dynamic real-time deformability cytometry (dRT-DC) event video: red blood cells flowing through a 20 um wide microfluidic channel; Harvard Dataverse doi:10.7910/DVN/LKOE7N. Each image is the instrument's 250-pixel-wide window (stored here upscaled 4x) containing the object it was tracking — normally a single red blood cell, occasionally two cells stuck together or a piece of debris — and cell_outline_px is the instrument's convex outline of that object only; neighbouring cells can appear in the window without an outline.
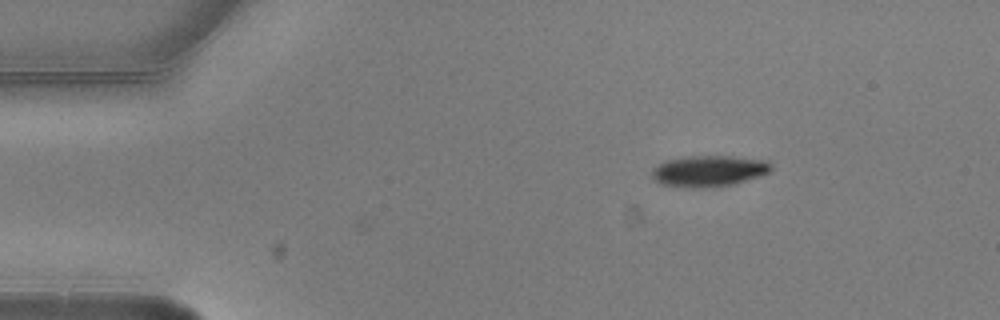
{"species": "common noctule bat (a hibernating species)", "species_latin": "Nyctalus noctula", "temperature_condition": "warm", "stored_images_in_passage": 4, "camera_frame_rate_fps": 3000, "um_per_image_px": 0.085, "animal": {"sex": "male", "body_mass_g": 20.5, "forearm_length_mm": 52.5}, "frame": {"image": 1, "passage_image": 4, "time_ms": 1.0, "image_size_px": [1000, 320], "cell_outline_px": [[772, 168], [768, 172], [760, 176], [732, 184], [692, 188], [660, 184], [652, 176], [652, 168], [656, 164], [664, 160], [684, 156], [732, 156], [768, 160], [772, 164]], "centroid_in_image_um": [60.22, 14.51], "position_along_channel_um": 24.8, "area_um2": 21.68}}